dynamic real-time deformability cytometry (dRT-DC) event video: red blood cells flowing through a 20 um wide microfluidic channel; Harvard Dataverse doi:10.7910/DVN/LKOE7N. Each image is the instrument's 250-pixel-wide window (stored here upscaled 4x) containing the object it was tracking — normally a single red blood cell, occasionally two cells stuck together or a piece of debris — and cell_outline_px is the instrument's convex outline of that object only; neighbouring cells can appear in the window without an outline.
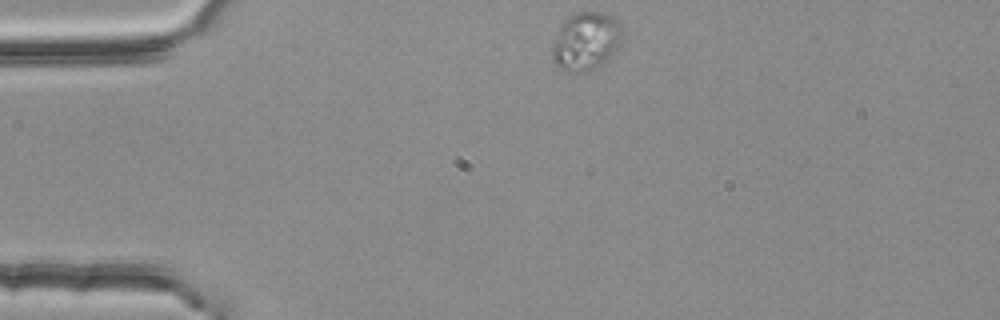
{"species": "common noctule bat (a hibernating species)", "species_latin": "Nyctalus noctula", "temperature_condition": "room temperature", "stored_images_in_passage": 2, "camera_frame_rate_fps": 3000, "um_per_image_px": 0.085, "animal": {"sex": "female", "body_mass_g": 25.1}, "frame": {"image": 1, "passage_image": 1, "time_ms": 0.0, "image_size_px": [1000, 320], "cell_outline_px": [[620, 40], [616, 52], [600, 64], [580, 72], [568, 72], [556, 64], [552, 60], [552, 48], [560, 28], [568, 16], [576, 12], [600, 12], [612, 16], [616, 20], [620, 28]], "centroid_in_image_um": [49.79, 3.49], "position_along_channel_um": 35.2, "area_um2": 23.0}}